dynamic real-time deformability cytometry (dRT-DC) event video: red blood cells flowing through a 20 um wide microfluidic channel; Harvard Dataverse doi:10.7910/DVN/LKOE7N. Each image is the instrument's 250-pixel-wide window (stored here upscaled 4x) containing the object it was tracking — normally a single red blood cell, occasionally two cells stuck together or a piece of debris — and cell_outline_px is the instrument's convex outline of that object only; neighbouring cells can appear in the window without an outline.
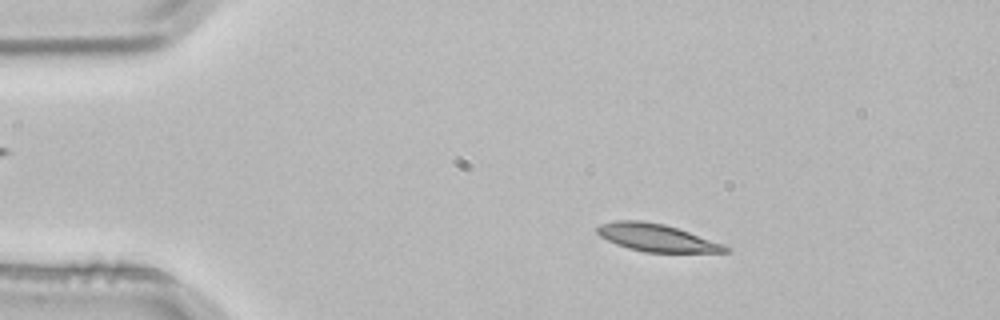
{"species": "common noctule bat (a hibernating species)", "species_latin": "Nyctalus noctula", "temperature_condition": "room temperature", "stored_images_in_passage": 51, "camera_frame_rate_fps": 3000, "um_per_image_px": 0.085, "animal": {"sex": "male", "body_mass_g": 21.5, "forearm_length_mm": 52.0}, "frame": {"image": 1, "passage_image": 7, "time_ms": 2.0, "image_size_px": [1000, 320], "cell_outline_px": [[732, 248], [728, 252], [644, 252], [628, 248], [616, 244], [600, 236], [596, 232], [596, 228], [600, 224], [616, 220], [640, 220], [664, 224], [724, 244]], "centroid_in_image_um": [55.79, 20.2], "position_along_channel_um": 29.2, "area_um2": 20.4}}
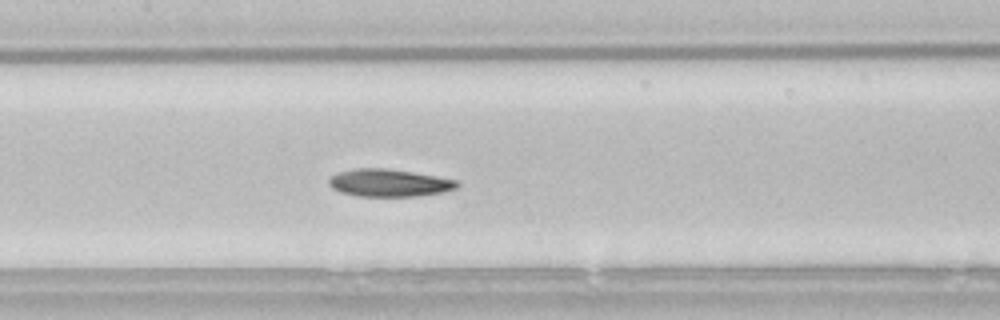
{"frame": {"image": 2, "passage_image": 23, "time_ms": 7.333, "image_size_px": [1000, 320], "cell_outline_px": [[460, 184], [456, 188], [444, 192], [416, 196], [356, 196], [340, 192], [332, 188], [328, 184], [328, 180], [332, 176], [340, 172], [356, 168], [384, 168], [412, 172], [436, 176], [456, 180]], "centroid_in_image_um": [33.06, 15.55], "position_along_channel_um": 174.3, "area_um2": 20.46}}
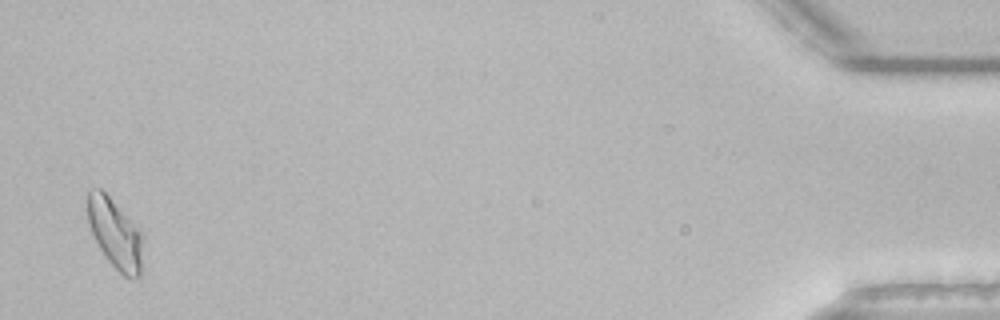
{"frame": {"image": 3, "passage_image": 50, "time_ms": 16.333, "image_size_px": [1000, 320], "cell_outline_px": [[144, 236], [140, 276], [124, 276], [104, 256], [88, 224], [88, 192], [92, 188], [100, 188], [140, 228]], "centroid_in_image_um": [9.81, 19.84], "position_along_channel_um": 425.4, "area_um2": 22.31}, "authors_computed_cell_mechanics": {"area_um2": 20.6924, "velocity_mm_per_s": 3.8011, "shape_relaxation_time_tau1_ms": 6.0116, "shape_relaxation_time_tau2_ms": 6.012, "deformation_change_tau1": 0.1475, "deformation_change_tau2": 0.1301}}